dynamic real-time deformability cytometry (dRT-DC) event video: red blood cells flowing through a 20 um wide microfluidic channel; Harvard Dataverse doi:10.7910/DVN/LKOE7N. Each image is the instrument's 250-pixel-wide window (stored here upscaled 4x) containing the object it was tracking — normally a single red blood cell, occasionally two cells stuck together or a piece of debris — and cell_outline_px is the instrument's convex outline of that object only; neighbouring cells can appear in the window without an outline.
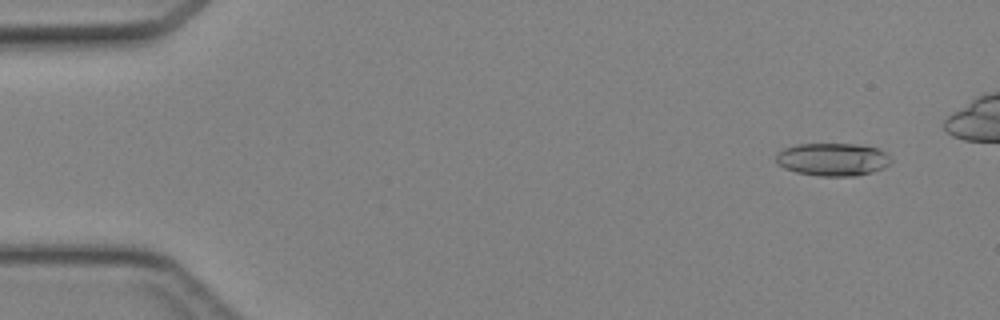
{"species": "Egyptian fruit bat (a non-hibernating species)", "species_latin": "Rousettus aegyptiacus", "temperature_condition": "cold", "stored_images_in_passage": 43, "camera_frame_rate_fps": 3000, "um_per_image_px": 0.085, "animal": {"sex": "female"}, "frame": {"image": 1, "passage_image": 4, "time_ms": 1.0, "image_size_px": [1000, 320], "cell_outline_px": [[892, 160], [884, 168], [872, 172], [856, 176], [820, 176], [796, 172], [784, 168], [776, 160], [776, 152], [784, 148], [796, 144], [860, 144], [880, 148]], "centroid_in_image_um": [70.78, 13.54], "position_along_channel_um": 14.2, "area_um2": 22.14}}
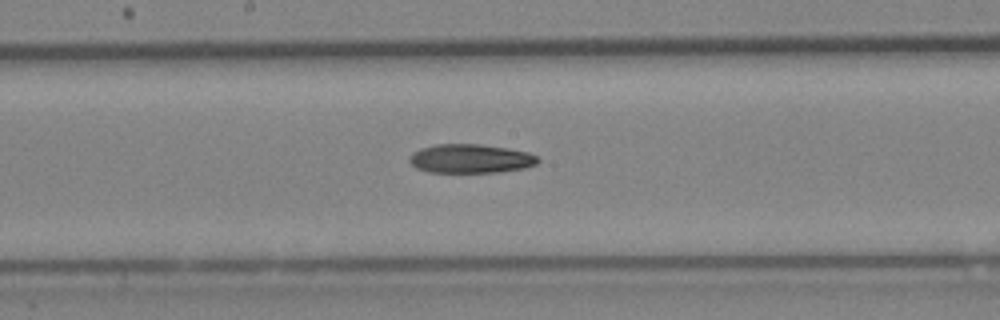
{"frame": {"image": 2, "passage_image": 25, "time_ms": 8.0, "image_size_px": [1000, 320], "cell_outline_px": [[540, 160], [536, 164], [524, 168], [500, 172], [428, 172], [416, 168], [408, 160], [412, 152], [420, 148], [436, 144], [480, 144], [508, 148], [528, 152], [536, 156]], "centroid_in_image_um": [39.98, 13.48], "position_along_channel_um": 208.2, "area_um2": 21.73}}
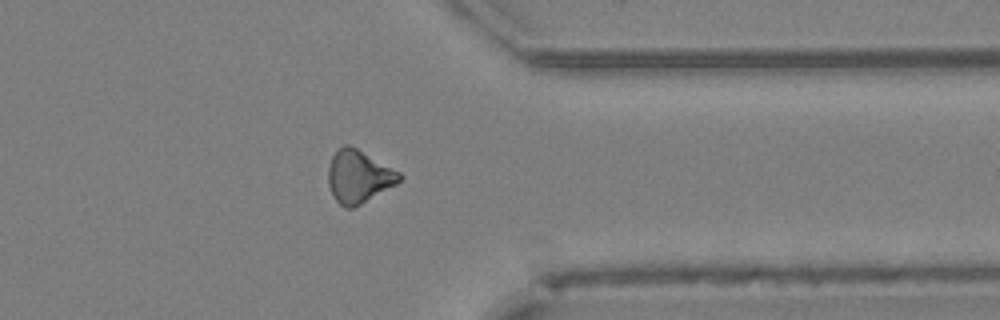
{"frame": {"image": 3, "passage_image": 37, "time_ms": 12.0, "image_size_px": [1000, 320], "cell_outline_px": [[404, 176], [396, 184], [360, 204], [352, 208], [344, 208], [336, 200], [328, 184], [328, 164], [332, 156], [344, 144], [348, 144], [356, 148], [400, 172]], "centroid_in_image_um": [30.47, 15.0], "position_along_channel_um": 380.9, "area_um2": 21.56}}